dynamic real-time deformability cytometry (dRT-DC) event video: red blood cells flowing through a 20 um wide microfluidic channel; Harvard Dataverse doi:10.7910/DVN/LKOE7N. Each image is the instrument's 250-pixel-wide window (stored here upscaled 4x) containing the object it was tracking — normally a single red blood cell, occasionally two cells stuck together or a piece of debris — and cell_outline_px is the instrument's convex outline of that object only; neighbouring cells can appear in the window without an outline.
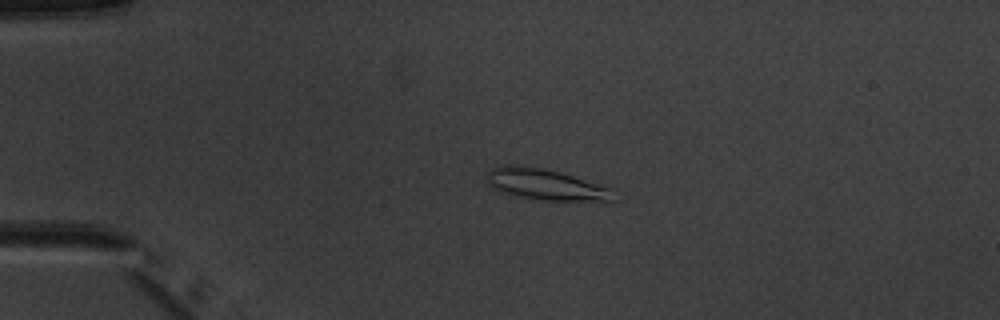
{"species": "common noctule bat (a hibernating species)", "species_latin": "Nyctalus noctula", "temperature_condition": "warm", "stored_images_in_passage": 3, "camera_frame_rate_fps": 3000, "um_per_image_px": 0.085, "animal": {"sex": "male", "body_mass_g": 20.1, "forearm_length_mm": 53.5}, "frame": {"image": 1, "passage_image": 2, "time_ms": 1.333, "image_size_px": [1000, 320], "cell_outline_px": [[616, 200], [540, 200], [500, 192], [488, 184], [488, 172], [492, 168], [500, 164], [508, 164], [544, 168], [560, 172], [616, 188]], "centroid_in_image_um": [46.44, 15.67], "position_along_channel_um": 38.6, "area_um2": 23.12}}